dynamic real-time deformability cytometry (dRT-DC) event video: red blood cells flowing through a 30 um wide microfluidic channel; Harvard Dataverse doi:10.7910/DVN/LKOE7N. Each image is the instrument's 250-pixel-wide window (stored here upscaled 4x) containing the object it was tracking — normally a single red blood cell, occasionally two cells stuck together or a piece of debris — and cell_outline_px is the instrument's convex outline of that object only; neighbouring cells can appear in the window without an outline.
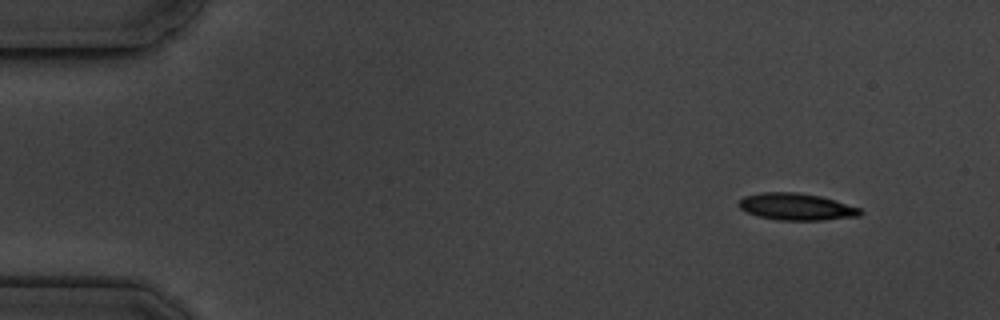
{"species": "common noctule bat (a hibernating species)", "species_latin": "Nyctalus noctula", "temperature_condition": "cold", "stored_images_in_passage": 3, "camera_frame_rate_fps": 3000, "um_per_image_px": 0.085, "animal": {"sex": "male", "body_mass_g": 19.5, "forearm_length_mm": 54.6}, "frame": {"image": 1, "passage_image": 1, "time_ms": 0.0, "image_size_px": [1000, 320], "cell_outline_px": [[864, 212], [860, 216], [824, 220], [776, 220], [756, 216], [744, 212], [736, 204], [744, 196], [760, 192], [796, 192], [820, 196], [836, 200], [860, 208]], "centroid_in_image_um": [67.67, 17.58], "position_along_channel_um": 17.3, "area_um2": 19.36}}